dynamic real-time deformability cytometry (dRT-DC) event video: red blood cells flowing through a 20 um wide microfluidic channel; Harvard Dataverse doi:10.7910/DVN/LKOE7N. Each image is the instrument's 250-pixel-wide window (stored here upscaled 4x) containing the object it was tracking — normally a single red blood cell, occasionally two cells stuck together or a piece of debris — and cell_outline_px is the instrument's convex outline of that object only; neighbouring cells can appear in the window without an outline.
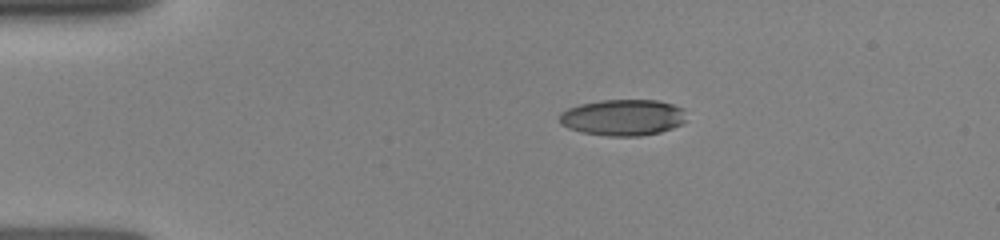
{"species": "human", "species_latin": "Homo sapiens", "temperature_condition": "room temperature", "stored_images_in_passage": 3, "camera_frame_rate_fps": 3000, "um_per_image_px": 0.085, "donor": {"sex": "female"}, "frame": {"image": 1, "passage_image": 1, "time_ms": 0.0, "image_size_px": [1000, 240], "cell_outline_px": [[684, 120], [680, 124], [672, 128], [660, 132], [640, 136], [608, 136], [584, 132], [568, 128], [560, 124], [560, 112], [568, 108], [580, 104], [600, 100], [656, 100], [672, 104], [684, 108]], "centroid_in_image_um": [52.93, 9.98], "position_along_channel_um": 32.1, "area_um2": 26.7}}